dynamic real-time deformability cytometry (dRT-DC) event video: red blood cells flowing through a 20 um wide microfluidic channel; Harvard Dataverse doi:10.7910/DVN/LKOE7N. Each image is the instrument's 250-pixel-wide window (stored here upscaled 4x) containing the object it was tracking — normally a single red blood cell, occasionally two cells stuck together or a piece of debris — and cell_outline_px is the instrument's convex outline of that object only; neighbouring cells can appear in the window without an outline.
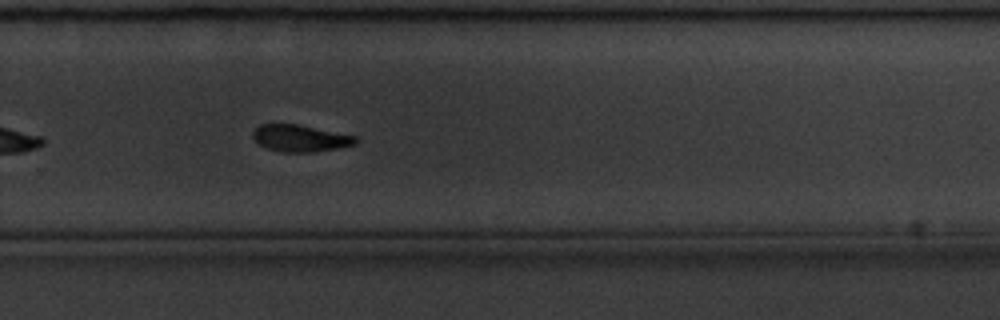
{"species": "common noctule bat (a hibernating species)", "species_latin": "Nyctalus noctula", "temperature_condition": "cold", "stored_images_in_passage": 26, "camera_frame_rate_fps": 3000, "um_per_image_px": 0.085, "animal": {"sex": "male", "body_mass_g": 20.1, "forearm_length_mm": 53.5}, "frame": {"image": 1, "passage_image": 24, "time_ms": 7.667, "image_size_px": [1000, 320], "cell_outline_px": [[356, 144], [316, 152], [280, 152], [268, 148], [260, 144], [252, 136], [252, 132], [260, 124], [296, 124], [356, 136]], "centroid_in_image_um": [25.5, 11.75], "position_along_channel_um": 304.3, "area_um2": 15.84}}